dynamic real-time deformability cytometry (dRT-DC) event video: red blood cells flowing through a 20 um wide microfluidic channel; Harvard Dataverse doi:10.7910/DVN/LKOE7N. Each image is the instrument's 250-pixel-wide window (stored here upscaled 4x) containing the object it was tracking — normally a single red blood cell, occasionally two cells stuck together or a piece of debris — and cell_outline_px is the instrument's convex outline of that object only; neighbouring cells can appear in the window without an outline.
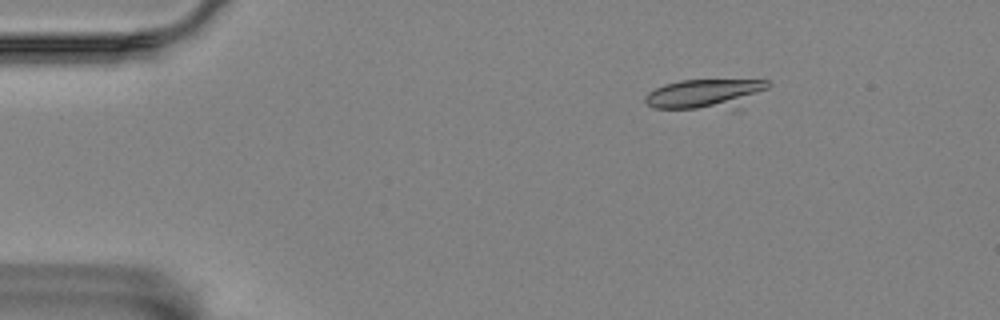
{"species": "Egyptian fruit bat (a non-hibernating species)", "species_latin": "Rousettus aegyptiacus", "temperature_condition": "room temperature", "stored_images_in_passage": 8, "camera_frame_rate_fps": 3000, "um_per_image_px": 0.085, "animal": {"sex": "female"}, "frame": {"image": 1, "passage_image": 1, "time_ms": 0.0, "image_size_px": [1000, 320], "cell_outline_px": [[772, 84], [768, 88], [728, 104], [696, 108], [652, 108], [644, 100], [644, 96], [648, 92], [664, 84], [680, 80], [768, 80]], "centroid_in_image_um": [59.73, 7.9], "position_along_channel_um": 25.3, "area_um2": 19.48}}